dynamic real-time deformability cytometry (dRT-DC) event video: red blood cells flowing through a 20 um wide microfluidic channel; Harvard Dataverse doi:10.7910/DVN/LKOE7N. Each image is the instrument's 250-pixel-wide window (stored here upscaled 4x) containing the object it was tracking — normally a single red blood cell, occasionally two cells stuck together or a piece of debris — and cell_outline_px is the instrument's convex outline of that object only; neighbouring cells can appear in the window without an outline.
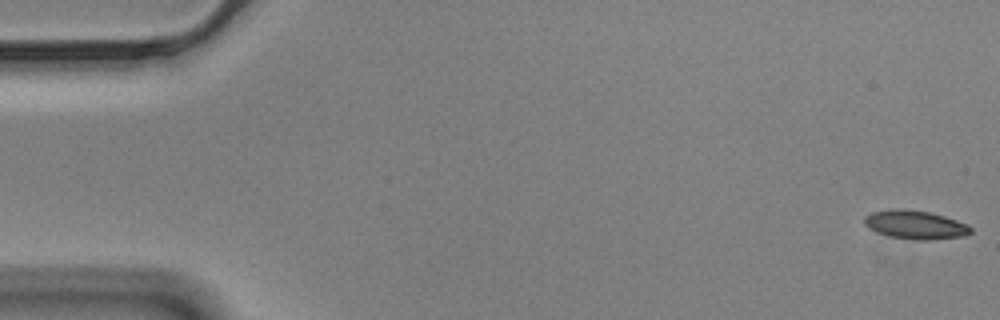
{"species": "Egyptian fruit bat (a non-hibernating species)", "species_latin": "Rousettus aegyptiacus", "temperature_condition": "cold", "stored_images_in_passage": 18, "camera_frame_rate_fps": 3000, "um_per_image_px": 0.085, "animal": {"sex": "male"}, "frame": {"image": 1, "passage_image": 1, "time_ms": 0.0, "image_size_px": [1000, 320], "cell_outline_px": [[972, 232], [964, 236], [932, 240], [920, 240], [888, 236], [876, 232], [868, 228], [864, 224], [864, 216], [872, 212], [888, 208], [900, 208], [928, 212], [944, 216], [968, 224], [972, 228]], "centroid_in_image_um": [77.78, 19.1], "position_along_channel_um": 7.2, "area_um2": 17.92}}
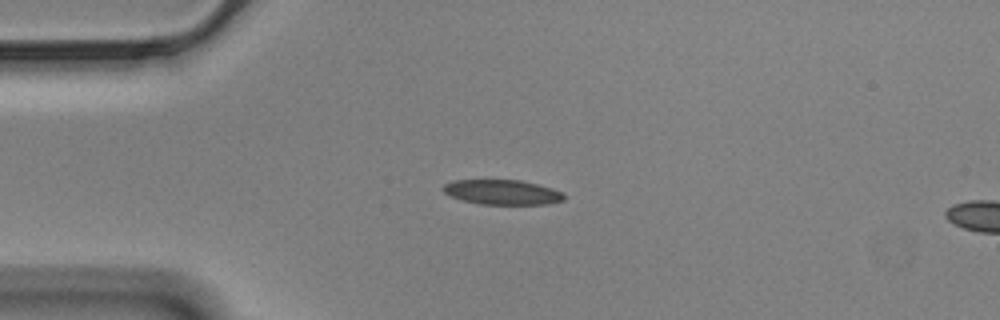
{"frame": {"image": 2, "passage_image": 14, "time_ms": 4.333, "image_size_px": [1000, 320], "cell_outline_px": [[564, 200], [548, 204], [480, 204], [448, 196], [440, 188], [444, 184], [452, 180], [520, 180], [552, 188], [564, 192]], "centroid_in_image_um": [42.67, 16.33], "position_along_channel_um": 42.3, "area_um2": 17.57}}